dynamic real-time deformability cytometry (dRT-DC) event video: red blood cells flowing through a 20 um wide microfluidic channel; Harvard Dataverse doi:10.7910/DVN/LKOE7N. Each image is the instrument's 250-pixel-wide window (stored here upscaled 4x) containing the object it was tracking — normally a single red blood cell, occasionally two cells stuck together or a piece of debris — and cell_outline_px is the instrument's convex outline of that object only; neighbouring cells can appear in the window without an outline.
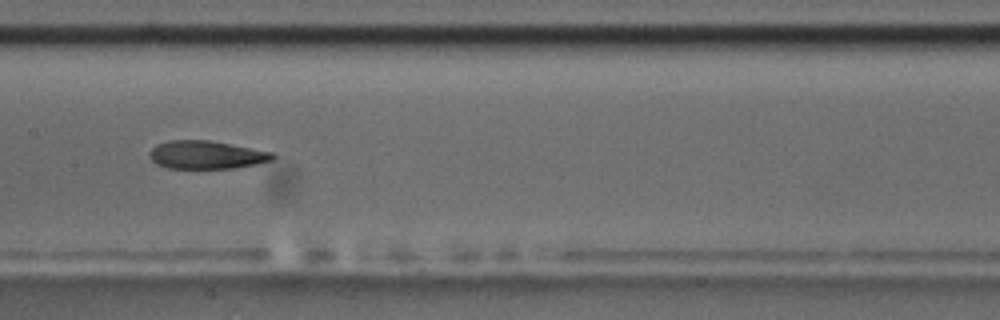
{"species": "common noctule bat (a hibernating species)", "species_latin": "Nyctalus noctula", "temperature_condition": "room temperature", "stored_images_in_passage": 39, "camera_frame_rate_fps": 3000, "um_per_image_px": 0.085, "animal": {"sex": "male", "body_mass_g": 17.5, "forearm_length_mm": 52.3}, "frame": {"image": 1, "passage_image": 12, "time_ms": 3.667, "image_size_px": [1000, 320], "cell_outline_px": [[276, 156], [272, 160], [256, 164], [232, 168], [168, 168], [156, 164], [148, 156], [148, 152], [156, 144], [168, 140], [208, 140], [272, 152]], "centroid_in_image_um": [17.49, 13.16], "position_along_channel_um": 189.9, "area_um2": 20.11}, "authors_computed_cell_mechanics": {"area_um2": 21.2126, "velocity_mm_per_s": 3.7649, "shape_relaxation_time_tau1_ms": 3.4443, "shape_relaxation_time_tau2_ms": 4.9614, "deformation_change_tau1": 0.1462, "deformation_change_tau2": 0.1578}}